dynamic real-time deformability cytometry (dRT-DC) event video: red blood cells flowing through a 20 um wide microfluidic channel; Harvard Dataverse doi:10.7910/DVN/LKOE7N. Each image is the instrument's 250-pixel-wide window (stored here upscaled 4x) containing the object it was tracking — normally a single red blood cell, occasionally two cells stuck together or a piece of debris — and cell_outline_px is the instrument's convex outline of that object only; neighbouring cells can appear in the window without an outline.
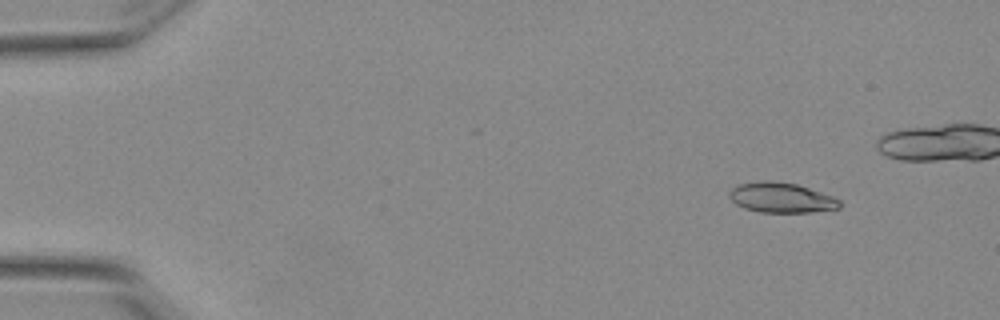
{"species": "Egyptian fruit bat (a non-hibernating species)", "species_latin": "Rousettus aegyptiacus", "temperature_condition": "warm", "stored_images_in_passage": 42, "camera_frame_rate_fps": 3000, "um_per_image_px": 0.085, "animal": {"sex": "female"}, "frame": {"image": 1, "passage_image": 1, "time_ms": 0.0, "image_size_px": [1000, 320], "cell_outline_px": [[840, 208], [808, 212], [760, 212], [744, 208], [736, 204], [728, 196], [728, 192], [732, 188], [740, 184], [760, 180], [772, 180], [796, 184], [832, 196], [840, 200]], "centroid_in_image_um": [66.37, 16.79], "position_along_channel_um": 18.6, "area_um2": 19.25}}
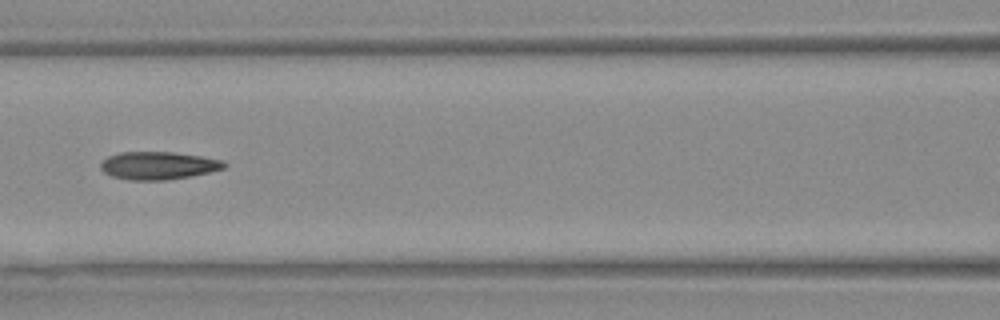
{"frame": {"image": 2, "passage_image": 20, "time_ms": 6.333, "image_size_px": [1000, 320], "cell_outline_px": [[228, 164], [224, 168], [208, 172], [188, 176], [164, 180], [128, 180], [112, 176], [104, 172], [100, 168], [100, 164], [108, 156], [120, 152], [172, 152], [200, 156], [224, 160]], "centroid_in_image_um": [13.44, 14.06], "position_along_channel_um": 153.2, "area_um2": 19.88}}
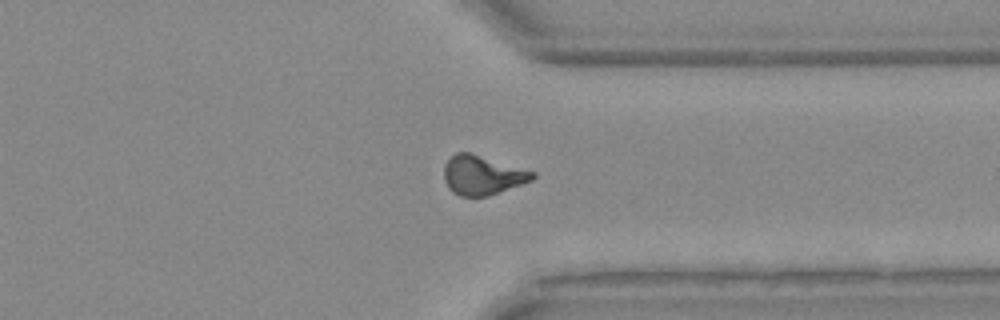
{"frame": {"image": 3, "passage_image": 37, "time_ms": 12.0, "image_size_px": [1000, 320], "cell_outline_px": [[536, 176], [532, 180], [488, 196], [460, 196], [452, 192], [448, 188], [444, 180], [444, 164], [456, 152], [468, 152], [536, 172]], "centroid_in_image_um": [40.98, 14.89], "position_along_channel_um": 370.4, "area_um2": 20.11}}